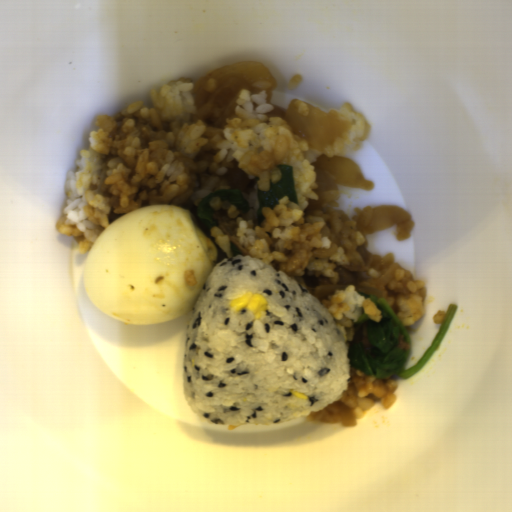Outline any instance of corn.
<instances>
[{
  "label": "corn",
  "instance_id": "obj_2",
  "mask_svg": "<svg viewBox=\"0 0 512 512\" xmlns=\"http://www.w3.org/2000/svg\"><path fill=\"white\" fill-rule=\"evenodd\" d=\"M291 393L294 395V397L302 398L305 400H309L308 395L305 394V392H299L295 390H291Z\"/></svg>",
  "mask_w": 512,
  "mask_h": 512
},
{
  "label": "corn",
  "instance_id": "obj_1",
  "mask_svg": "<svg viewBox=\"0 0 512 512\" xmlns=\"http://www.w3.org/2000/svg\"><path fill=\"white\" fill-rule=\"evenodd\" d=\"M228 307L233 311H250L255 319L261 318L263 312L268 311L269 303L262 294L246 292L241 297L231 299Z\"/></svg>",
  "mask_w": 512,
  "mask_h": 512
}]
</instances>
